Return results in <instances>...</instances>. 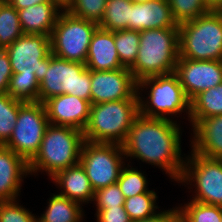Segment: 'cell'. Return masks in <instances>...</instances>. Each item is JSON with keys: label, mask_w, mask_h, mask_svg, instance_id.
<instances>
[{"label": "cell", "mask_w": 222, "mask_h": 222, "mask_svg": "<svg viewBox=\"0 0 222 222\" xmlns=\"http://www.w3.org/2000/svg\"><path fill=\"white\" fill-rule=\"evenodd\" d=\"M45 72L40 82L38 102L43 103L62 94L91 102V70L84 63L71 62L50 53V63Z\"/></svg>", "instance_id": "7"}, {"label": "cell", "mask_w": 222, "mask_h": 222, "mask_svg": "<svg viewBox=\"0 0 222 222\" xmlns=\"http://www.w3.org/2000/svg\"><path fill=\"white\" fill-rule=\"evenodd\" d=\"M180 124L175 120L146 117L140 113L134 119L122 144L128 159H138L157 166L177 183L180 181L185 159L181 156Z\"/></svg>", "instance_id": "1"}, {"label": "cell", "mask_w": 222, "mask_h": 222, "mask_svg": "<svg viewBox=\"0 0 222 222\" xmlns=\"http://www.w3.org/2000/svg\"><path fill=\"white\" fill-rule=\"evenodd\" d=\"M25 102L12 98L8 93H0V144L11 137L16 125L19 108Z\"/></svg>", "instance_id": "30"}, {"label": "cell", "mask_w": 222, "mask_h": 222, "mask_svg": "<svg viewBox=\"0 0 222 222\" xmlns=\"http://www.w3.org/2000/svg\"><path fill=\"white\" fill-rule=\"evenodd\" d=\"M40 83L35 75L13 73L7 93L22 102H38Z\"/></svg>", "instance_id": "29"}, {"label": "cell", "mask_w": 222, "mask_h": 222, "mask_svg": "<svg viewBox=\"0 0 222 222\" xmlns=\"http://www.w3.org/2000/svg\"><path fill=\"white\" fill-rule=\"evenodd\" d=\"M206 6L213 11H222V0H204Z\"/></svg>", "instance_id": "40"}, {"label": "cell", "mask_w": 222, "mask_h": 222, "mask_svg": "<svg viewBox=\"0 0 222 222\" xmlns=\"http://www.w3.org/2000/svg\"><path fill=\"white\" fill-rule=\"evenodd\" d=\"M139 99L138 82L128 68L91 70V104Z\"/></svg>", "instance_id": "13"}, {"label": "cell", "mask_w": 222, "mask_h": 222, "mask_svg": "<svg viewBox=\"0 0 222 222\" xmlns=\"http://www.w3.org/2000/svg\"><path fill=\"white\" fill-rule=\"evenodd\" d=\"M125 198L118 184L109 185L95 191L93 203L96 209H108L123 206Z\"/></svg>", "instance_id": "35"}, {"label": "cell", "mask_w": 222, "mask_h": 222, "mask_svg": "<svg viewBox=\"0 0 222 222\" xmlns=\"http://www.w3.org/2000/svg\"><path fill=\"white\" fill-rule=\"evenodd\" d=\"M181 222H221L222 207L190 200L177 206Z\"/></svg>", "instance_id": "28"}, {"label": "cell", "mask_w": 222, "mask_h": 222, "mask_svg": "<svg viewBox=\"0 0 222 222\" xmlns=\"http://www.w3.org/2000/svg\"><path fill=\"white\" fill-rule=\"evenodd\" d=\"M140 31L125 29L114 31L115 47L121 65L130 69L138 55Z\"/></svg>", "instance_id": "27"}, {"label": "cell", "mask_w": 222, "mask_h": 222, "mask_svg": "<svg viewBox=\"0 0 222 222\" xmlns=\"http://www.w3.org/2000/svg\"><path fill=\"white\" fill-rule=\"evenodd\" d=\"M93 71H110L124 68L115 47L114 32L97 28L93 33L85 62Z\"/></svg>", "instance_id": "18"}, {"label": "cell", "mask_w": 222, "mask_h": 222, "mask_svg": "<svg viewBox=\"0 0 222 222\" xmlns=\"http://www.w3.org/2000/svg\"><path fill=\"white\" fill-rule=\"evenodd\" d=\"M10 0H0V3H9Z\"/></svg>", "instance_id": "43"}, {"label": "cell", "mask_w": 222, "mask_h": 222, "mask_svg": "<svg viewBox=\"0 0 222 222\" xmlns=\"http://www.w3.org/2000/svg\"><path fill=\"white\" fill-rule=\"evenodd\" d=\"M144 89H150L146 94L148 98L142 96L143 93L141 92ZM138 96L139 113L143 116L172 120L174 117L171 116H174V114L180 116V113L186 112L189 121L190 100L187 98L175 73L140 80L138 82Z\"/></svg>", "instance_id": "6"}, {"label": "cell", "mask_w": 222, "mask_h": 222, "mask_svg": "<svg viewBox=\"0 0 222 222\" xmlns=\"http://www.w3.org/2000/svg\"><path fill=\"white\" fill-rule=\"evenodd\" d=\"M135 222H181L180 215L177 206L173 209L163 210L157 213L155 216L144 219L138 220Z\"/></svg>", "instance_id": "38"}, {"label": "cell", "mask_w": 222, "mask_h": 222, "mask_svg": "<svg viewBox=\"0 0 222 222\" xmlns=\"http://www.w3.org/2000/svg\"><path fill=\"white\" fill-rule=\"evenodd\" d=\"M48 206L37 222H82L84 210L82 205L60 194H53Z\"/></svg>", "instance_id": "22"}, {"label": "cell", "mask_w": 222, "mask_h": 222, "mask_svg": "<svg viewBox=\"0 0 222 222\" xmlns=\"http://www.w3.org/2000/svg\"><path fill=\"white\" fill-rule=\"evenodd\" d=\"M56 2L61 8L66 9L72 0H52Z\"/></svg>", "instance_id": "41"}, {"label": "cell", "mask_w": 222, "mask_h": 222, "mask_svg": "<svg viewBox=\"0 0 222 222\" xmlns=\"http://www.w3.org/2000/svg\"><path fill=\"white\" fill-rule=\"evenodd\" d=\"M191 130L192 151L208 158L222 159V115L201 119Z\"/></svg>", "instance_id": "19"}, {"label": "cell", "mask_w": 222, "mask_h": 222, "mask_svg": "<svg viewBox=\"0 0 222 222\" xmlns=\"http://www.w3.org/2000/svg\"><path fill=\"white\" fill-rule=\"evenodd\" d=\"M179 58L222 60V11L179 24Z\"/></svg>", "instance_id": "5"}, {"label": "cell", "mask_w": 222, "mask_h": 222, "mask_svg": "<svg viewBox=\"0 0 222 222\" xmlns=\"http://www.w3.org/2000/svg\"><path fill=\"white\" fill-rule=\"evenodd\" d=\"M23 34L18 11L10 3H0V48L6 49Z\"/></svg>", "instance_id": "26"}, {"label": "cell", "mask_w": 222, "mask_h": 222, "mask_svg": "<svg viewBox=\"0 0 222 222\" xmlns=\"http://www.w3.org/2000/svg\"><path fill=\"white\" fill-rule=\"evenodd\" d=\"M62 10L56 2H43L18 10L23 33L51 35Z\"/></svg>", "instance_id": "21"}, {"label": "cell", "mask_w": 222, "mask_h": 222, "mask_svg": "<svg viewBox=\"0 0 222 222\" xmlns=\"http://www.w3.org/2000/svg\"><path fill=\"white\" fill-rule=\"evenodd\" d=\"M84 141L83 132L76 128L49 124L39 151L29 162L30 175L42 171L51 179L58 172L78 164Z\"/></svg>", "instance_id": "3"}, {"label": "cell", "mask_w": 222, "mask_h": 222, "mask_svg": "<svg viewBox=\"0 0 222 222\" xmlns=\"http://www.w3.org/2000/svg\"><path fill=\"white\" fill-rule=\"evenodd\" d=\"M158 28H179L168 0H149L143 3L131 1L129 29L142 31Z\"/></svg>", "instance_id": "16"}, {"label": "cell", "mask_w": 222, "mask_h": 222, "mask_svg": "<svg viewBox=\"0 0 222 222\" xmlns=\"http://www.w3.org/2000/svg\"><path fill=\"white\" fill-rule=\"evenodd\" d=\"M107 0H72L67 10L72 15L97 23L102 21Z\"/></svg>", "instance_id": "33"}, {"label": "cell", "mask_w": 222, "mask_h": 222, "mask_svg": "<svg viewBox=\"0 0 222 222\" xmlns=\"http://www.w3.org/2000/svg\"><path fill=\"white\" fill-rule=\"evenodd\" d=\"M174 19L178 24L205 15L211 10L204 0H168Z\"/></svg>", "instance_id": "32"}, {"label": "cell", "mask_w": 222, "mask_h": 222, "mask_svg": "<svg viewBox=\"0 0 222 222\" xmlns=\"http://www.w3.org/2000/svg\"><path fill=\"white\" fill-rule=\"evenodd\" d=\"M28 175H30L29 163L0 144V201L18 199L23 178Z\"/></svg>", "instance_id": "17"}, {"label": "cell", "mask_w": 222, "mask_h": 222, "mask_svg": "<svg viewBox=\"0 0 222 222\" xmlns=\"http://www.w3.org/2000/svg\"><path fill=\"white\" fill-rule=\"evenodd\" d=\"M132 2H138V3H143V2H146V1H149V0H131Z\"/></svg>", "instance_id": "42"}, {"label": "cell", "mask_w": 222, "mask_h": 222, "mask_svg": "<svg viewBox=\"0 0 222 222\" xmlns=\"http://www.w3.org/2000/svg\"><path fill=\"white\" fill-rule=\"evenodd\" d=\"M138 114L139 99L91 104L89 121L83 131L84 139L122 145Z\"/></svg>", "instance_id": "4"}, {"label": "cell", "mask_w": 222, "mask_h": 222, "mask_svg": "<svg viewBox=\"0 0 222 222\" xmlns=\"http://www.w3.org/2000/svg\"><path fill=\"white\" fill-rule=\"evenodd\" d=\"M18 200L0 201V222H37V215L20 205Z\"/></svg>", "instance_id": "34"}, {"label": "cell", "mask_w": 222, "mask_h": 222, "mask_svg": "<svg viewBox=\"0 0 222 222\" xmlns=\"http://www.w3.org/2000/svg\"><path fill=\"white\" fill-rule=\"evenodd\" d=\"M122 145L84 141L80 164L84 167L94 191L116 184L126 163Z\"/></svg>", "instance_id": "10"}, {"label": "cell", "mask_w": 222, "mask_h": 222, "mask_svg": "<svg viewBox=\"0 0 222 222\" xmlns=\"http://www.w3.org/2000/svg\"><path fill=\"white\" fill-rule=\"evenodd\" d=\"M43 2H54L52 0H10V4L18 11Z\"/></svg>", "instance_id": "39"}, {"label": "cell", "mask_w": 222, "mask_h": 222, "mask_svg": "<svg viewBox=\"0 0 222 222\" xmlns=\"http://www.w3.org/2000/svg\"><path fill=\"white\" fill-rule=\"evenodd\" d=\"M5 50L13 73L35 75L39 83L42 81L50 63V35L23 34Z\"/></svg>", "instance_id": "12"}, {"label": "cell", "mask_w": 222, "mask_h": 222, "mask_svg": "<svg viewBox=\"0 0 222 222\" xmlns=\"http://www.w3.org/2000/svg\"><path fill=\"white\" fill-rule=\"evenodd\" d=\"M51 181L61 189L58 194L81 205L91 203L94 199L95 191L92 189L86 171L80 162L58 172L51 178Z\"/></svg>", "instance_id": "20"}, {"label": "cell", "mask_w": 222, "mask_h": 222, "mask_svg": "<svg viewBox=\"0 0 222 222\" xmlns=\"http://www.w3.org/2000/svg\"><path fill=\"white\" fill-rule=\"evenodd\" d=\"M99 25L63 9L50 35L51 53L59 58L84 63L93 33Z\"/></svg>", "instance_id": "8"}, {"label": "cell", "mask_w": 222, "mask_h": 222, "mask_svg": "<svg viewBox=\"0 0 222 222\" xmlns=\"http://www.w3.org/2000/svg\"><path fill=\"white\" fill-rule=\"evenodd\" d=\"M190 153L185 157L178 183L190 185L188 189L195 186L192 201L222 207V159L201 156L192 150Z\"/></svg>", "instance_id": "9"}, {"label": "cell", "mask_w": 222, "mask_h": 222, "mask_svg": "<svg viewBox=\"0 0 222 222\" xmlns=\"http://www.w3.org/2000/svg\"><path fill=\"white\" fill-rule=\"evenodd\" d=\"M48 125L44 104L25 102L19 108L13 133L4 145L29 163L39 151Z\"/></svg>", "instance_id": "11"}, {"label": "cell", "mask_w": 222, "mask_h": 222, "mask_svg": "<svg viewBox=\"0 0 222 222\" xmlns=\"http://www.w3.org/2000/svg\"><path fill=\"white\" fill-rule=\"evenodd\" d=\"M174 73L191 101L200 92L222 83V60L178 58Z\"/></svg>", "instance_id": "14"}, {"label": "cell", "mask_w": 222, "mask_h": 222, "mask_svg": "<svg viewBox=\"0 0 222 222\" xmlns=\"http://www.w3.org/2000/svg\"><path fill=\"white\" fill-rule=\"evenodd\" d=\"M13 72L10 59L5 49L0 50V93H7Z\"/></svg>", "instance_id": "37"}, {"label": "cell", "mask_w": 222, "mask_h": 222, "mask_svg": "<svg viewBox=\"0 0 222 222\" xmlns=\"http://www.w3.org/2000/svg\"><path fill=\"white\" fill-rule=\"evenodd\" d=\"M179 58V28L140 31L137 59L129 69L135 80L174 73Z\"/></svg>", "instance_id": "2"}, {"label": "cell", "mask_w": 222, "mask_h": 222, "mask_svg": "<svg viewBox=\"0 0 222 222\" xmlns=\"http://www.w3.org/2000/svg\"><path fill=\"white\" fill-rule=\"evenodd\" d=\"M158 196L154 190L146 193H140L133 197H128L124 202V209L128 213L130 219L135 222L155 216L159 211L156 200Z\"/></svg>", "instance_id": "25"}, {"label": "cell", "mask_w": 222, "mask_h": 222, "mask_svg": "<svg viewBox=\"0 0 222 222\" xmlns=\"http://www.w3.org/2000/svg\"><path fill=\"white\" fill-rule=\"evenodd\" d=\"M123 193L124 198L133 197L140 193H146L148 189V180L144 171H138L136 168L130 167L128 162L127 167L124 165L119 178L116 182Z\"/></svg>", "instance_id": "31"}, {"label": "cell", "mask_w": 222, "mask_h": 222, "mask_svg": "<svg viewBox=\"0 0 222 222\" xmlns=\"http://www.w3.org/2000/svg\"><path fill=\"white\" fill-rule=\"evenodd\" d=\"M96 210L97 222H133L125 211L124 206Z\"/></svg>", "instance_id": "36"}, {"label": "cell", "mask_w": 222, "mask_h": 222, "mask_svg": "<svg viewBox=\"0 0 222 222\" xmlns=\"http://www.w3.org/2000/svg\"><path fill=\"white\" fill-rule=\"evenodd\" d=\"M131 21L130 0H107L102 21L99 28L107 31L129 29Z\"/></svg>", "instance_id": "24"}, {"label": "cell", "mask_w": 222, "mask_h": 222, "mask_svg": "<svg viewBox=\"0 0 222 222\" xmlns=\"http://www.w3.org/2000/svg\"><path fill=\"white\" fill-rule=\"evenodd\" d=\"M222 115V83L200 92L190 101L189 123L193 127L201 119Z\"/></svg>", "instance_id": "23"}, {"label": "cell", "mask_w": 222, "mask_h": 222, "mask_svg": "<svg viewBox=\"0 0 222 222\" xmlns=\"http://www.w3.org/2000/svg\"><path fill=\"white\" fill-rule=\"evenodd\" d=\"M49 124L68 126L84 131L89 116L91 102L70 94H62L43 102Z\"/></svg>", "instance_id": "15"}]
</instances>
